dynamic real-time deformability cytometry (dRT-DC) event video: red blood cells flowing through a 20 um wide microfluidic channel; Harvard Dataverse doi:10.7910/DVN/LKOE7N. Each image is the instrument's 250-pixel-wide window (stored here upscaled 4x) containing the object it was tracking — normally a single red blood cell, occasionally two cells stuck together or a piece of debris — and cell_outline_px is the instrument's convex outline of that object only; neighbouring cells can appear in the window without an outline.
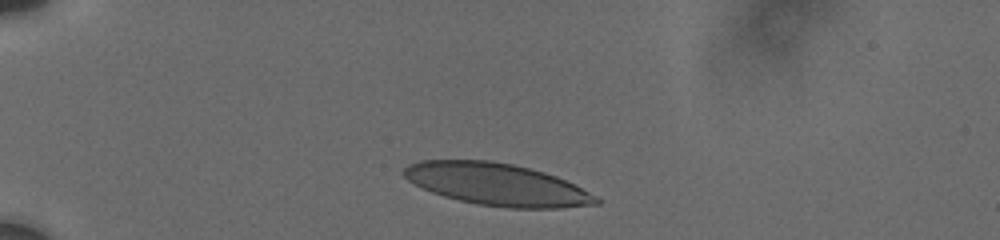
{"species": "human", "species_latin": "Homo sapiens", "temperature_condition": "cold", "stored_images_in_passage": 19, "camera_frame_rate_fps": 3000, "um_per_image_px": 0.085, "donor": {"sex": "male"}, "frame": {"image": 1, "passage_image": 1, "time_ms": 0.0, "image_size_px": [1000, 240], "cell_outline_px": [[600, 204], [560, 208], [508, 208], [476, 204], [444, 196], [432, 192], [408, 180], [400, 172], [408, 164], [420, 160], [488, 160], [512, 164], [544, 172], [556, 176], [596, 196], [600, 200]], "centroid_in_image_um": [42.21, 15.67], "position_along_channel_um": 42.8, "area_um2": 46.93}}
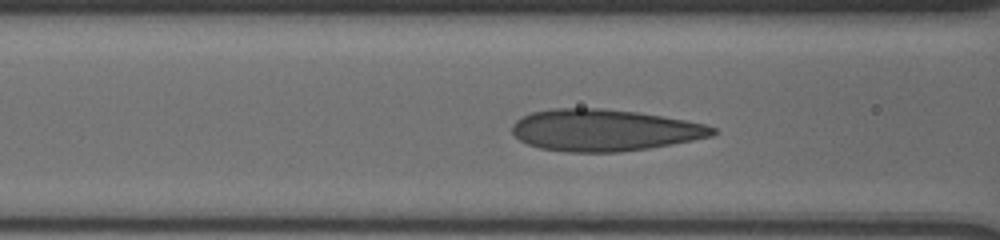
{"frame": {"image": 2, "passage_image": 9, "time_ms": 3.333, "image_size_px": [1000, 240], "cell_outline_px": [[716, 132], [712, 136], [672, 144], [648, 148], [620, 152], [568, 152], [540, 148], [528, 144], [520, 140], [512, 132], [512, 124], [516, 120], [532, 112], [552, 108], [600, 108], [636, 112], [684, 120], [704, 124], [716, 128]], "centroid_in_image_um": [51.33, 11.06], "position_along_channel_um": 115.3, "area_um2": 48.49}}
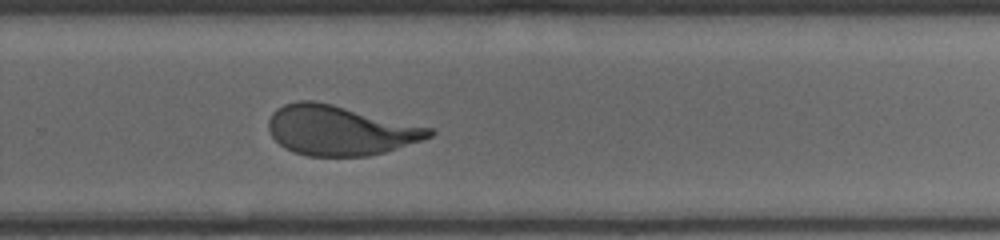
{"frame": {"image": 3, "passage_image": 19, "time_ms": 8.333, "image_size_px": [1000, 240], "cell_outline_px": [[436, 132], [432, 136], [424, 140], [384, 152], [368, 156], [308, 156], [292, 152], [284, 148], [272, 136], [268, 128], [268, 120], [272, 112], [276, 108], [284, 104], [296, 100], [312, 100], [332, 104], [432, 128]], "centroid_in_image_um": [28.87, 11.08], "position_along_channel_um": 300.9, "area_um2": 46.7}}